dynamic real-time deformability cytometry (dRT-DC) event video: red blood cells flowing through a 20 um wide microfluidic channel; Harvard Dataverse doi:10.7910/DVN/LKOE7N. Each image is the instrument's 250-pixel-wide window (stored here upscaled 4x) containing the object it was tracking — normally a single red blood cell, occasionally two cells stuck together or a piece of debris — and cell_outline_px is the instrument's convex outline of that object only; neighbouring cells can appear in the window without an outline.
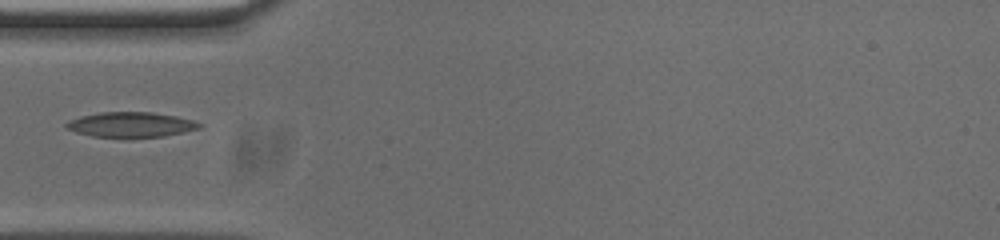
{"species": "common noctule bat (a hibernating species)", "species_latin": "Nyctalus noctula", "temperature_condition": "cold", "stored_images_in_passage": 35, "camera_frame_rate_fps": 3000, "um_per_image_px": 0.085, "animal": {"sex": "male", "body_mass_g": 20.0, "forearm_length_mm": 53.3}, "frame": {"image": 1, "passage_image": 1, "time_ms": 0.0, "image_size_px": [1000, 240], "cell_outline_px": [[204, 124], [200, 128], [184, 132], [164, 136], [92, 136], [76, 132], [68, 128], [64, 124], [80, 116], [100, 112], [152, 112], [176, 116], [192, 120]], "centroid_in_image_um": [11.17, 10.57], "position_along_channel_um": 73.8, "area_um2": 19.02}}
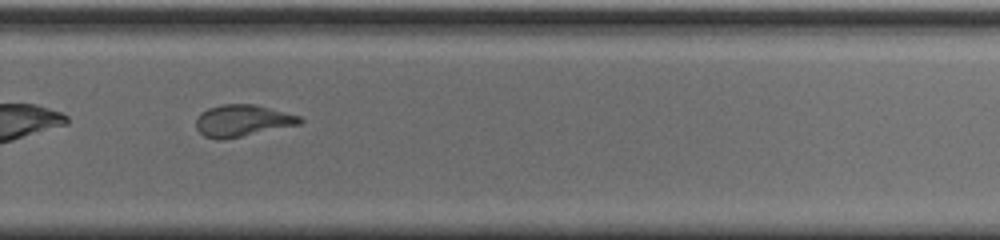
{"frame": {"image": 2, "passage_image": 20, "time_ms": 6.333, "image_size_px": [1000, 240], "cell_outline_px": [[304, 120], [300, 124], [224, 140], [216, 140], [204, 136], [196, 128], [196, 120], [208, 108], [220, 104], [256, 104], [300, 116]], "centroid_in_image_um": [20.61, 10.26], "position_along_channel_um": 309.2, "area_um2": 19.19}}